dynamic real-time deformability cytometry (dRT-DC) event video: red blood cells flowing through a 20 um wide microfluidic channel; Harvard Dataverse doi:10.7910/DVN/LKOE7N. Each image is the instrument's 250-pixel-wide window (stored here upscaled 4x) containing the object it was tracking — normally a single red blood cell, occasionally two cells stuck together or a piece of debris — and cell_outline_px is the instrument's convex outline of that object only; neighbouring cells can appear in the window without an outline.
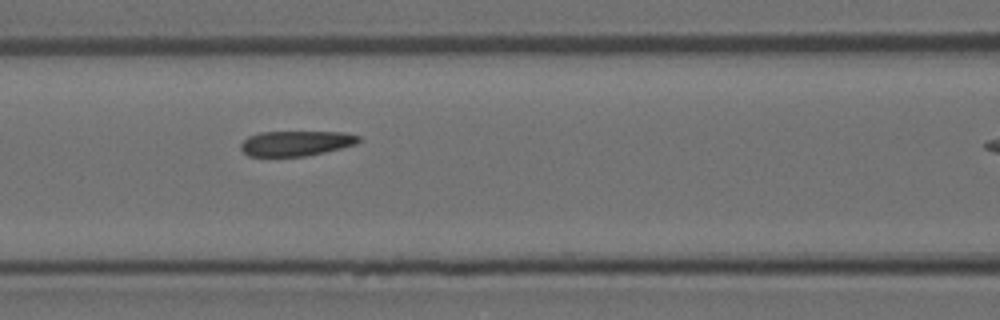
{"species": "Egyptian fruit bat (a non-hibernating species)", "species_latin": "Rousettus aegyptiacus", "temperature_condition": "room temperature", "stored_images_in_passage": 5, "camera_frame_rate_fps": 3000, "um_per_image_px": 0.085, "animal": {"sex": "female"}, "frame": {"image": 1, "passage_image": 4, "time_ms": 1.0, "image_size_px": [1000, 320], "cell_outline_px": [[360, 140], [356, 144], [324, 152], [304, 156], [248, 156], [240, 148], [240, 144], [248, 136], [260, 132], [344, 132], [360, 136]], "centroid_in_image_um": [25.14, 12.17], "position_along_channel_um": 141.5, "area_um2": 17.17}}